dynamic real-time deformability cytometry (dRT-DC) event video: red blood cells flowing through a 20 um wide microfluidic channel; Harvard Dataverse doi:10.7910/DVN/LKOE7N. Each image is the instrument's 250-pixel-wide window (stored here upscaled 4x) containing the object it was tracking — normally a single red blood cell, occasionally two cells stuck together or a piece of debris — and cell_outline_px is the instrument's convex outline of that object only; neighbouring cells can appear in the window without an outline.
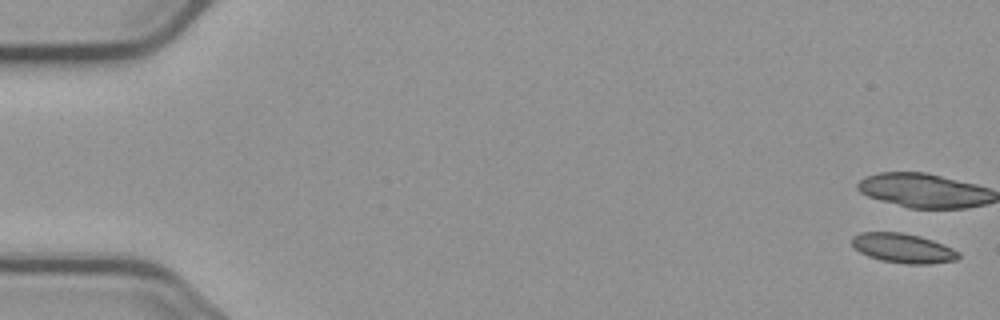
{"species": "common noctule bat (a hibernating species)", "species_latin": "Nyctalus noctula", "temperature_condition": "cold", "stored_images_in_passage": 5, "camera_frame_rate_fps": 3000, "um_per_image_px": 0.085, "animal": {"sex": "male", "body_mass_g": 23.1, "forearm_length_mm": 52.7}, "frame": {"image": 1, "passage_image": 1, "time_ms": 0.0, "image_size_px": [1000, 320], "cell_outline_px": [[960, 256], [956, 260], [928, 264], [908, 264], [880, 260], [868, 256], [860, 252], [852, 244], [852, 236], [860, 232], [900, 232], [920, 236], [944, 244], [960, 252]], "centroid_in_image_um": [76.77, 21.09], "position_along_channel_um": 8.2, "area_um2": 18.32}}